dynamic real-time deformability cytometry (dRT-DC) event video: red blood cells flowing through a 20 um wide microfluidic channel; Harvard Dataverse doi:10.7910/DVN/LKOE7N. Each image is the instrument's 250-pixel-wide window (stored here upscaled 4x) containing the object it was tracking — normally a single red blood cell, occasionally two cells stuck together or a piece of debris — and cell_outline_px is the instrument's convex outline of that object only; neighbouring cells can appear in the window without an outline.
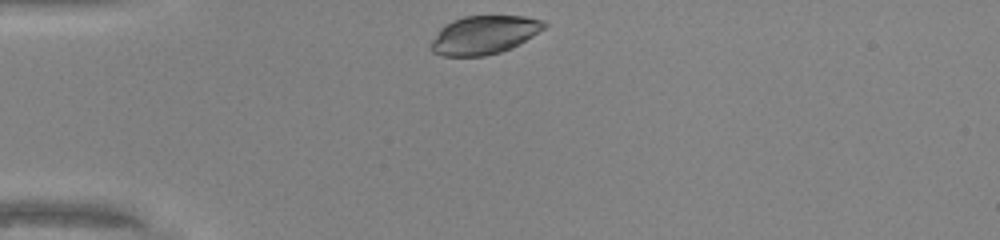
{"species": "common noctule bat (a hibernating species)", "species_latin": "Nyctalus noctula", "temperature_condition": "warm", "stored_images_in_passage": 28, "camera_frame_rate_fps": 3000, "um_per_image_px": 0.085, "animal": {"sex": "male", "body_mass_g": 20.0, "forearm_length_mm": 53.3}, "frame": {"image": 1, "passage_image": 1, "time_ms": 0.0, "image_size_px": [1000, 240], "cell_outline_px": [[548, 24], [544, 28], [532, 36], [512, 48], [500, 52], [484, 56], [440, 56], [432, 52], [428, 48], [428, 44], [440, 28], [444, 24], [452, 20], [464, 16], [524, 16], [544, 20]], "centroid_in_image_um": [41.09, 2.97], "position_along_channel_um": 43.9, "area_um2": 25.66}}
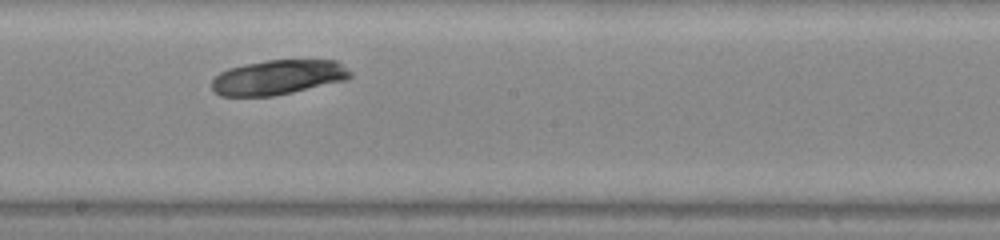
{"frame": {"image": 2, "passage_image": 16, "time_ms": 5.0, "image_size_px": [1000, 240], "cell_outline_px": [[352, 76], [348, 80], [292, 92], [272, 96], [220, 96], [212, 88], [212, 80], [220, 72], [228, 68], [244, 64], [268, 60], [336, 60], [352, 72]], "centroid_in_image_um": [23.65, 6.57], "position_along_channel_um": 224.5, "area_um2": 28.09}}
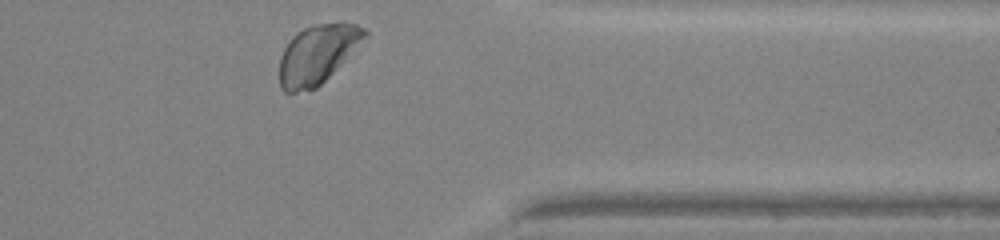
{"frame": {"image": 3, "passage_image": 28, "time_ms": 9.0, "image_size_px": [1000, 240], "cell_outline_px": [[368, 36], [316, 88], [296, 92], [284, 92], [280, 88], [280, 56], [284, 48], [292, 36], [296, 32], [312, 24], [356, 24], [364, 28], [368, 32]], "centroid_in_image_um": [26.94, 4.61], "position_along_channel_um": 384.5, "area_um2": 28.73}, "authors_computed_cell_mechanics": {"area_um2": 28.0041, "velocity_mm_per_s": 4.2183, "shape_relaxation_time_tau1_ms": 0.7357, "shape_relaxation_time_tau2_ms": null, "deformation_change_tau1": 0.0253, "deformation_change_tau2": null}}